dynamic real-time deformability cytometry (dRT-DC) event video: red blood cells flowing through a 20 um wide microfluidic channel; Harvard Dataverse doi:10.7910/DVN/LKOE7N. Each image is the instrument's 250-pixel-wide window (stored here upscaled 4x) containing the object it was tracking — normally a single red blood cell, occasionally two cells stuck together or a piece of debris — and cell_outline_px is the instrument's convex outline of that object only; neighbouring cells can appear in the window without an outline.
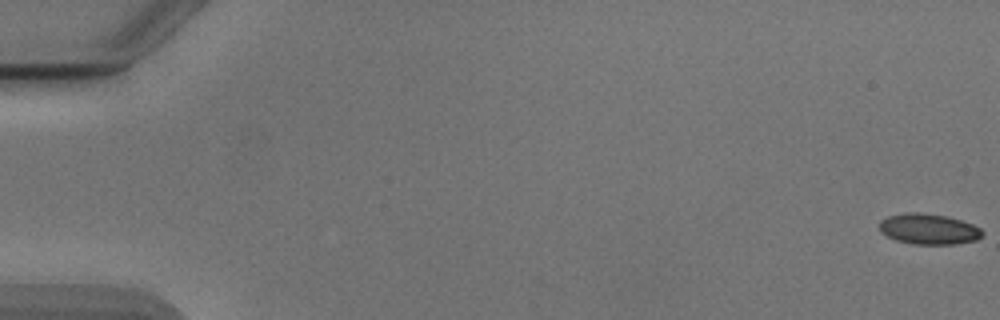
{"species": "Egyptian fruit bat (a non-hibernating species)", "species_latin": "Rousettus aegyptiacus", "temperature_condition": "cold", "stored_images_in_passage": 54, "camera_frame_rate_fps": 3000, "um_per_image_px": 0.085, "animal": {"sex": "male"}, "frame": {"image": 1, "passage_image": 1, "time_ms": 0.0, "image_size_px": [1000, 320], "cell_outline_px": [[984, 232], [976, 240], [956, 244], [912, 244], [896, 240], [880, 232], [880, 220], [888, 216], [904, 212], [920, 212], [948, 216], [972, 224], [980, 228]], "centroid_in_image_um": [78.92, 19.46], "position_along_channel_um": 6.1, "area_um2": 18.44}}
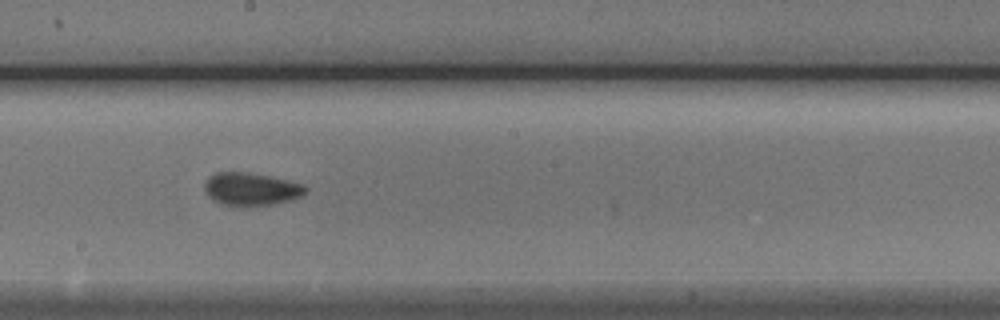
{"frame": {"image": 2, "passage_image": 31, "time_ms": 10.0, "image_size_px": [1000, 320], "cell_outline_px": [[308, 192], [304, 196], [292, 200], [272, 204], [248, 208], [240, 208], [220, 204], [212, 200], [208, 196], [204, 188], [204, 180], [208, 176], [216, 172], [244, 172], [268, 176], [304, 184], [308, 188]], "centroid_in_image_um": [21.33, 16.11], "position_along_channel_um": 226.9, "area_um2": 20.06}}
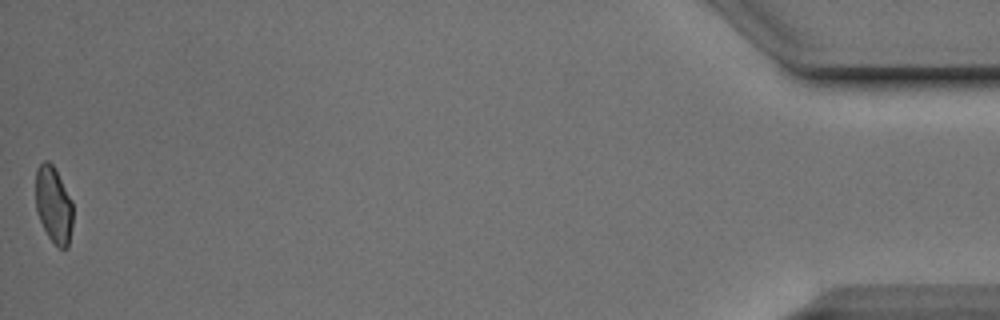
{"frame": {"image": 3, "passage_image": 54, "time_ms": 17.667, "image_size_px": [1000, 320], "cell_outline_px": [[72, 224], [68, 248], [60, 248], [48, 236], [36, 212], [36, 168], [44, 160], [48, 160], [52, 164], [72, 200]], "centroid_in_image_um": [4.55, 17.4], "position_along_channel_um": 430.7, "area_um2": 16.47}, "authors_computed_cell_mechanics": {"area_um2": 18.4382, "velocity_mm_per_s": 3.8866, "shape_relaxation_time_tau1_ms": 4.5201, "shape_relaxation_time_tau2_ms": 1.9328, "deformation_change_tau1": 0.1043, "deformation_change_tau2": 0.0463}}